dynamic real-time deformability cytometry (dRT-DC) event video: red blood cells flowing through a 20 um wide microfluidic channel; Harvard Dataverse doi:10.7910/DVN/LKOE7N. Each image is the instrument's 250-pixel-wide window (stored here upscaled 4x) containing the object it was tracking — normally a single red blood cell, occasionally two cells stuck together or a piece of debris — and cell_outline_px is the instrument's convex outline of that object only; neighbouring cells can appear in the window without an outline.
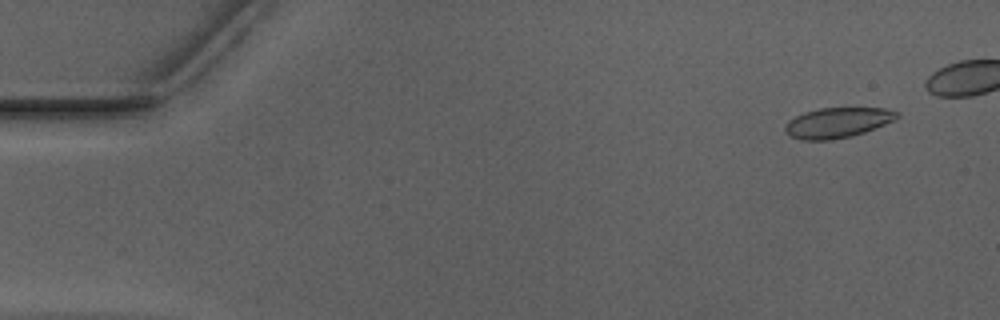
{"species": "Egyptian fruit bat (a non-hibernating species)", "species_latin": "Rousettus aegyptiacus", "temperature_condition": "warm", "stored_images_in_passage": 46, "camera_frame_rate_fps": 3000, "um_per_image_px": 0.085, "animal": {"sex": "male"}, "frame": {"image": 1, "passage_image": 4, "time_ms": 1.0, "image_size_px": [1000, 320], "cell_outline_px": [[900, 116], [896, 120], [864, 132], [852, 136], [832, 140], [800, 140], [788, 136], [784, 132], [784, 124], [788, 120], [804, 112], [820, 108], [884, 108], [900, 112]], "centroid_in_image_um": [71.16, 10.43], "position_along_channel_um": 13.8, "area_um2": 20.0}}
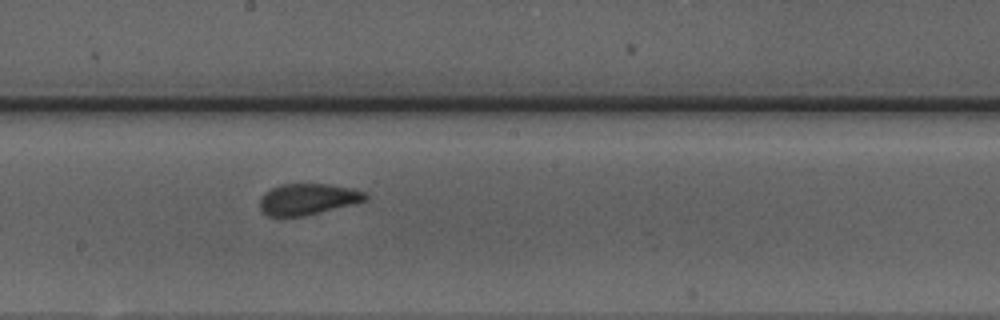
{"frame": {"image": 2, "passage_image": 29, "time_ms": 9.333, "image_size_px": [1000, 320], "cell_outline_px": [[368, 200], [356, 204], [304, 216], [268, 216], [260, 208], [260, 196], [264, 192], [272, 188], [284, 184], [328, 184], [352, 188], [364, 192], [368, 196]], "centroid_in_image_um": [26.19, 16.93], "position_along_channel_um": 222.0, "area_um2": 19.31}}
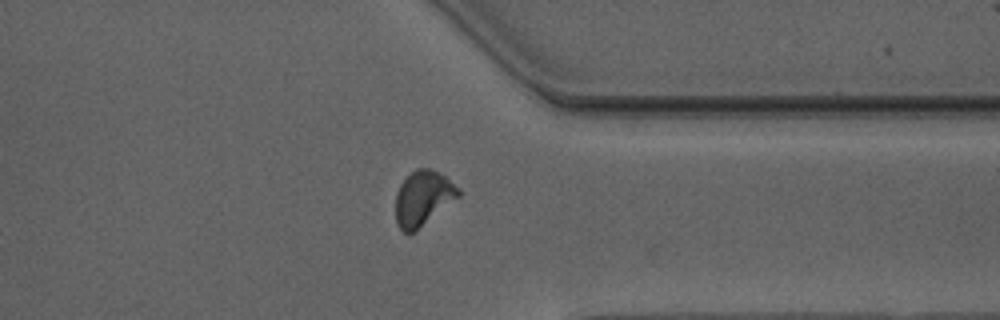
{"frame": {"image": 3, "passage_image": 41, "time_ms": 13.333, "image_size_px": [1000, 320], "cell_outline_px": [[460, 196], [412, 232], [404, 232], [396, 224], [396, 192], [400, 184], [416, 168], [432, 168], [440, 172], [460, 188]], "centroid_in_image_um": [35.96, 16.8], "position_along_channel_um": 375.4, "area_um2": 19.77}, "authors_computed_cell_mechanics": {"area_um2": 20.0277, "velocity_mm_per_s": 3.9463, "shape_relaxation_time_tau1_ms": 4.7775, "shape_relaxation_time_tau2_ms": 0.767, "deformation_change_tau1": 0.122, "deformation_change_tau2": 0.0565}}